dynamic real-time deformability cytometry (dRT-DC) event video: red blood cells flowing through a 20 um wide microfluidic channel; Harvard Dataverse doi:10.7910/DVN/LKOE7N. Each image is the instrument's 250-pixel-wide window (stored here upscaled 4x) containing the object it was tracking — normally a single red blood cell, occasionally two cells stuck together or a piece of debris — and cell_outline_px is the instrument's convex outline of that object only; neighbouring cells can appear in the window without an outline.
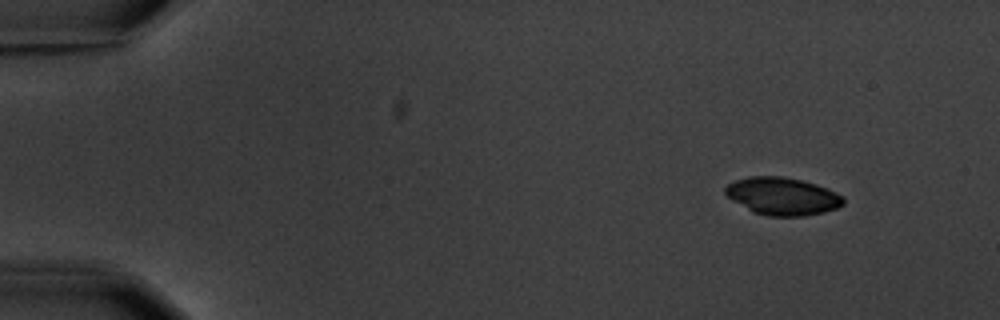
{"species": "common noctule bat (a hibernating species)", "species_latin": "Nyctalus noctula", "temperature_condition": "warm", "stored_images_in_passage": 4, "camera_frame_rate_fps": 3000, "um_per_image_px": 0.085, "animal": {"sex": "male", "body_mass_g": 20.1, "forearm_length_mm": 53.5}, "frame": {"image": 1, "passage_image": 1, "time_ms": 0.0, "image_size_px": [1000, 320], "cell_outline_px": [[844, 204], [836, 208], [824, 212], [804, 216], [768, 216], [752, 212], [732, 200], [724, 192], [724, 188], [728, 184], [736, 180], [748, 176], [780, 176], [800, 180], [816, 184], [828, 188], [844, 196]], "centroid_in_image_um": [66.51, 16.68], "position_along_channel_um": 18.5, "area_um2": 25.95}}
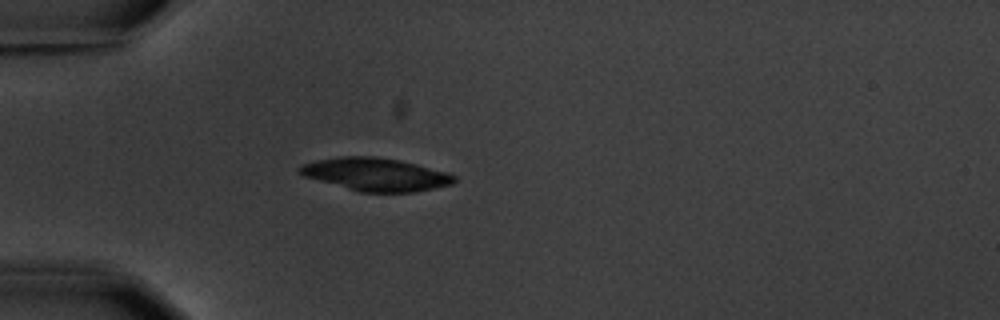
{"frame": {"image": 2, "passage_image": 4, "time_ms": 3.667, "image_size_px": [1000, 320], "cell_outline_px": [[456, 180], [452, 184], [416, 192], [360, 192], [304, 176], [296, 168], [304, 164], [316, 160], [340, 156], [372, 156], [400, 160], [448, 172], [456, 176]], "centroid_in_image_um": [31.96, 14.82], "position_along_channel_um": 53.0, "area_um2": 29.54}}